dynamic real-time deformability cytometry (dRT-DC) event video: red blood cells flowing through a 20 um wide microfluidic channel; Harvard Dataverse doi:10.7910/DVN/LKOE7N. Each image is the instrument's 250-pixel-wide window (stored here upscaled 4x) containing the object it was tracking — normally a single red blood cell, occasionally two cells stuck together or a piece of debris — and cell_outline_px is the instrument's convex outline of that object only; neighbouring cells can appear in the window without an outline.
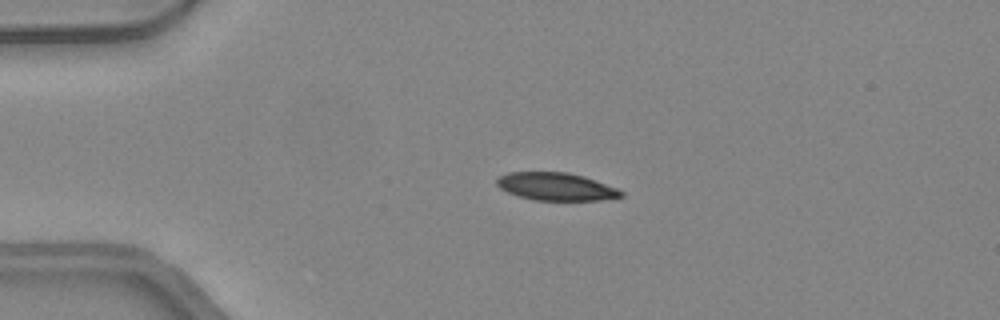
{"species": "common noctule bat (a hibernating species)", "species_latin": "Nyctalus noctula", "temperature_condition": "warm", "stored_images_in_passage": 41, "camera_frame_rate_fps": 3000, "um_per_image_px": 0.085, "animal": {"sex": "female", "body_mass_g": 24.6, "forearm_length_mm": 56.2}, "frame": {"image": 1, "passage_image": 4, "time_ms": 1.0, "image_size_px": [1000, 320], "cell_outline_px": [[624, 196], [600, 200], [536, 200], [520, 196], [508, 192], [500, 188], [496, 184], [496, 176], [508, 172], [568, 172], [584, 176], [616, 188], [624, 192]], "centroid_in_image_um": [47.24, 15.85], "position_along_channel_um": 37.8, "area_um2": 20.06}}
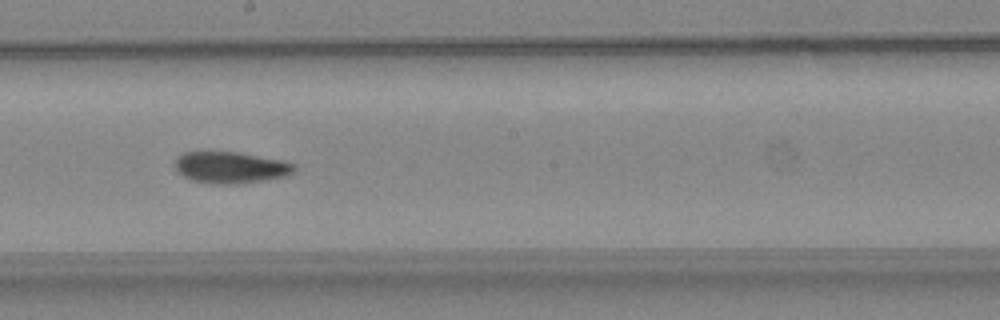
{"frame": {"image": 2, "passage_image": 20, "time_ms": 6.333, "image_size_px": [1000, 320], "cell_outline_px": [[296, 168], [288, 176], [232, 184], [212, 184], [192, 180], [176, 172], [176, 156], [184, 152], [236, 152], [284, 160], [296, 164]], "centroid_in_image_um": [19.6, 14.23], "position_along_channel_um": 228.6, "area_um2": 21.85}}
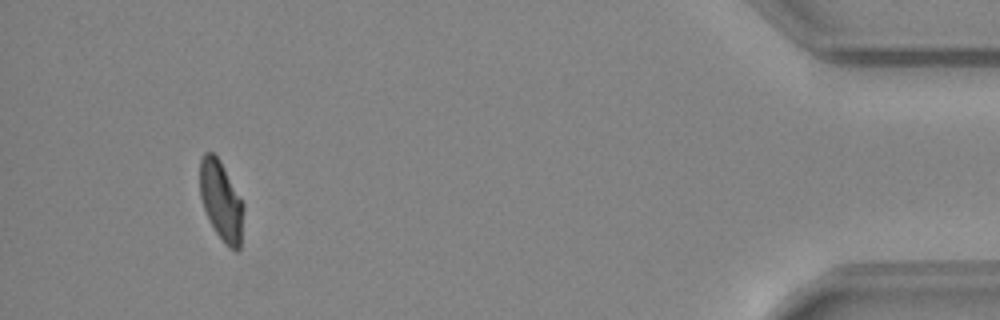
{"frame": {"image": 3, "passage_image": 38, "time_ms": 12.333, "image_size_px": [1000, 320], "cell_outline_px": [[244, 208], [240, 248], [236, 252], [228, 248], [216, 232], [208, 220], [200, 196], [200, 160], [204, 152], [212, 152], [220, 160], [244, 204]], "centroid_in_image_um": [18.8, 17.09], "position_along_channel_um": 416.4, "area_um2": 20.29}, "authors_computed_cell_mechanics": {"area_um2": 21.675, "velocity_mm_per_s": 4.2894, "shape_relaxation_time_tau1_ms": 7.7189, "shape_relaxation_time_tau2_ms": 3.6817, "deformation_change_tau1": 0.2171, "deformation_change_tau2": 0.0918}}